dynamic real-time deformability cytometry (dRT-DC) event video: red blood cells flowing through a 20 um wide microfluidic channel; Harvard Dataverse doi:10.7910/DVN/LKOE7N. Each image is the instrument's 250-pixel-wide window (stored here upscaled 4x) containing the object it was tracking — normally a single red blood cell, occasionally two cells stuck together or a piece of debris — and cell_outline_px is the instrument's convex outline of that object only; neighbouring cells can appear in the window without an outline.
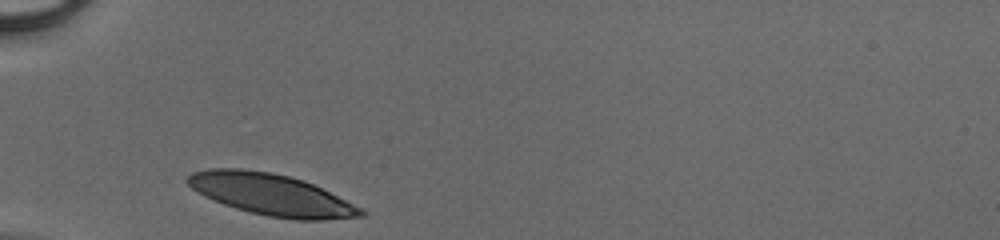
{"species": "human", "species_latin": "Homo sapiens", "temperature_condition": "cold", "stored_images_in_passage": 25, "camera_frame_rate_fps": 3000, "um_per_image_px": 0.085, "donor": {"sex": "male"}, "frame": {"image": 1, "passage_image": 1, "time_ms": 0.0, "image_size_px": [1000, 240], "cell_outline_px": [[368, 212], [364, 216], [324, 220], [296, 220], [268, 216], [236, 208], [224, 204], [204, 196], [192, 188], [184, 180], [192, 172], [208, 168], [240, 168], [272, 172], [304, 180], [364, 208]], "centroid_in_image_um": [23.09, 16.54], "position_along_channel_um": 61.9, "area_um2": 42.02}}
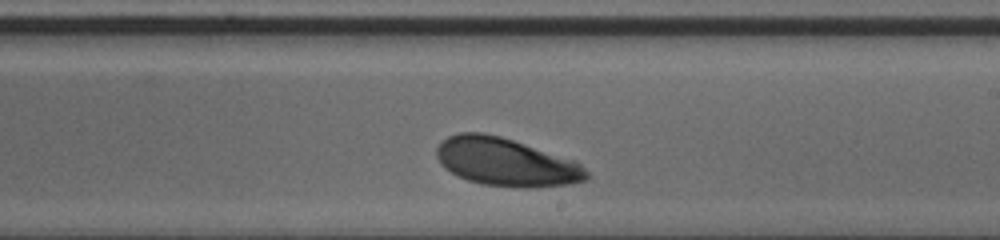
{"frame": {"image": 2, "passage_image": 15, "time_ms": 4.667, "image_size_px": [1000, 240], "cell_outline_px": [[588, 180], [568, 184], [532, 188], [520, 188], [484, 184], [468, 180], [444, 168], [440, 164], [436, 156], [436, 148], [448, 136], [460, 132], [484, 132], [500, 136], [572, 160], [580, 164], [588, 172]], "centroid_in_image_um": [42.98, 13.78], "position_along_channel_um": 246.0, "area_um2": 41.62}}
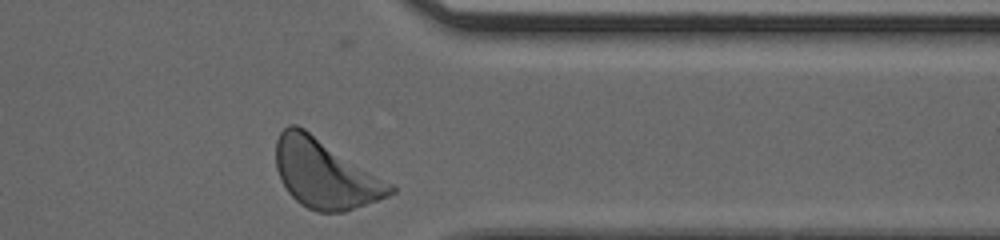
{"frame": {"image": 3, "passage_image": 25, "time_ms": 8.0, "image_size_px": [1000, 240], "cell_outline_px": [[396, 192], [388, 196], [344, 212], [316, 212], [300, 204], [288, 192], [280, 180], [276, 168], [276, 140], [280, 132], [288, 124], [296, 124], [304, 128], [392, 184], [396, 188]], "centroid_in_image_um": [27.6, 14.78], "position_along_channel_um": 383.8, "area_um2": 45.6}}